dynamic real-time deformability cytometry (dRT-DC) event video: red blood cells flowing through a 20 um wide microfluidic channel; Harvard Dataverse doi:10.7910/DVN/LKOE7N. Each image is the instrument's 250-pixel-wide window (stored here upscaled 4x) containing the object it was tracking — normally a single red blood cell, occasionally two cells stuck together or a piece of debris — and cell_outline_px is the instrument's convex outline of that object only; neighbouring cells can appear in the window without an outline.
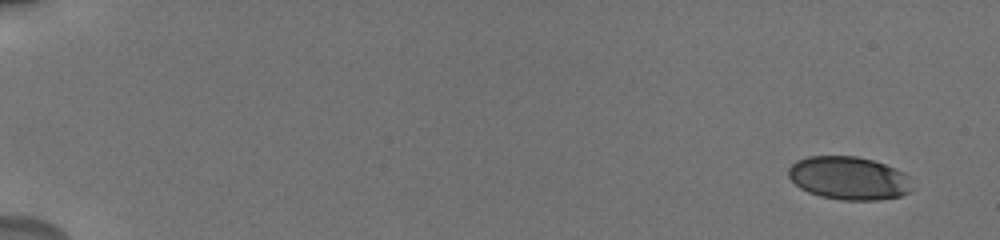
{"species": "human", "species_latin": "Homo sapiens", "temperature_condition": "cold", "stored_images_in_passage": 15, "camera_frame_rate_fps": 3000, "um_per_image_px": 0.085, "donor": {"sex": "male"}, "frame": {"image": 1, "passage_image": 1, "time_ms": 0.0, "image_size_px": [1000, 240], "cell_outline_px": [[912, 188], [908, 192], [900, 196], [876, 200], [844, 200], [820, 196], [808, 192], [800, 188], [788, 176], [788, 168], [796, 160], [808, 156], [856, 156], [872, 160], [896, 168], [904, 172], [908, 176]], "centroid_in_image_um": [72.14, 15.13], "position_along_channel_um": 12.9, "area_um2": 31.1}}
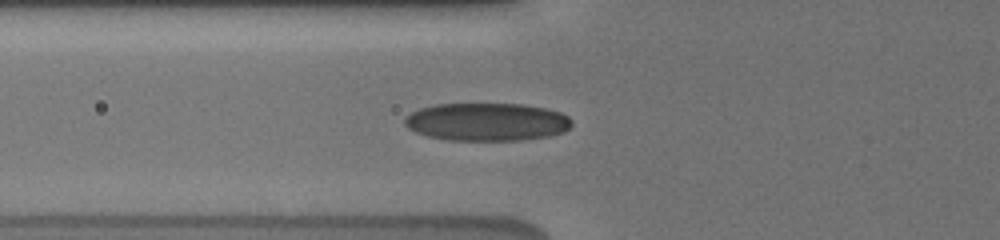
{"frame": {"image": 2, "passage_image": 13, "time_ms": 6.667, "image_size_px": [1000, 240], "cell_outline_px": [[572, 124], [564, 132], [548, 136], [520, 140], [448, 140], [428, 136], [416, 132], [408, 128], [404, 124], [404, 120], [412, 112], [420, 108], [436, 104], [524, 104], [548, 108], [560, 112], [568, 116], [572, 120]], "centroid_in_image_um": [41.41, 10.35], "position_along_channel_um": 84.4, "area_um2": 36.99}}
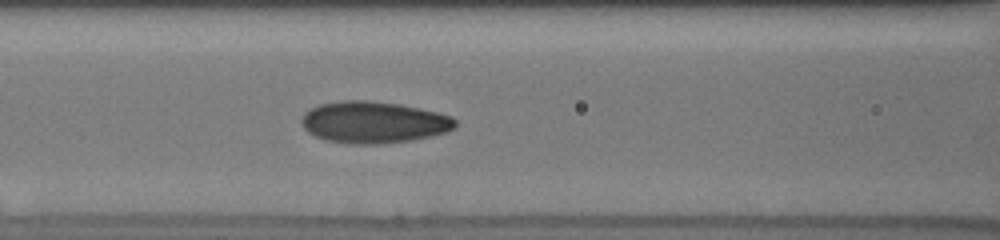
{"frame": {"image": 3, "passage_image": 15, "time_ms": 8.0, "image_size_px": [1000, 240], "cell_outline_px": [[456, 128], [448, 132], [432, 136], [412, 140], [380, 144], [352, 144], [324, 140], [308, 132], [304, 128], [300, 120], [304, 112], [308, 108], [320, 104], [340, 100], [368, 100], [400, 104], [420, 108], [452, 116], [456, 120]], "centroid_in_image_um": [31.75, 10.39], "position_along_channel_um": 134.8, "area_um2": 37.8}}